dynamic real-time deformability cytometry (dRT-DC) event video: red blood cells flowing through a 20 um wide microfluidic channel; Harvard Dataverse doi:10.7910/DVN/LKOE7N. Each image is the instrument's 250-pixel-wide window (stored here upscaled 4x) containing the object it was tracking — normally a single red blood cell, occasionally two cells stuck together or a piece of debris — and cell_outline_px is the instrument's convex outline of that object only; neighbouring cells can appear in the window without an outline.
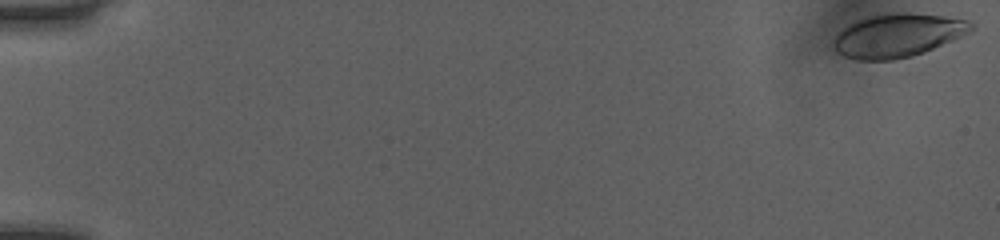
{"species": "human", "species_latin": "Homo sapiens", "temperature_condition": "room temperature", "stored_images_in_passage": 52, "camera_frame_rate_fps": 3000, "um_per_image_px": 0.085, "donor": {"sex": "female"}, "frame": {"image": 1, "passage_image": 1, "time_ms": 0.0, "image_size_px": [1000, 240], "cell_outline_px": [[976, 28], [972, 32], [924, 52], [912, 56], [892, 60], [856, 60], [844, 56], [836, 52], [832, 44], [832, 40], [848, 24], [856, 20], [868, 16], [892, 12], [908, 12], [944, 16], [972, 20], [976, 24]], "centroid_in_image_um": [76.35, 3.0], "position_along_channel_um": 8.7, "area_um2": 35.37}}
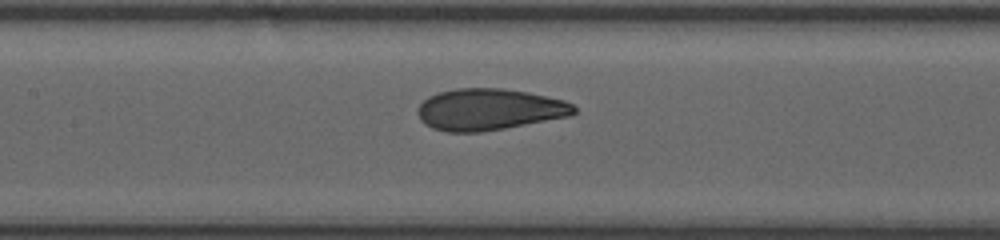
{"frame": {"image": 2, "passage_image": 26, "time_ms": 8.333, "image_size_px": [1000, 240], "cell_outline_px": [[576, 112], [568, 116], [504, 128], [480, 132], [444, 132], [432, 128], [424, 124], [420, 120], [416, 112], [420, 104], [428, 96], [440, 92], [456, 88], [504, 88], [528, 92], [564, 100], [572, 104], [576, 108]], "centroid_in_image_um": [41.53, 9.3], "position_along_channel_um": 165.9, "area_um2": 37.8}}
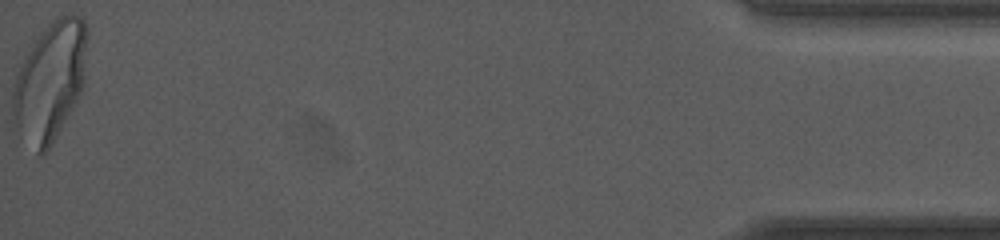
{"frame": {"image": 3, "passage_image": 52, "time_ms": 17.0, "image_size_px": [1000, 240], "cell_outline_px": [[88, 36], [84, 84], [76, 100], [56, 136], [44, 156], [40, 156], [12, 132], [12, 88], [16, 76], [32, 44], [40, 32], [60, 12], [72, 12], [80, 16], [84, 20], [88, 28]], "centroid_in_image_um": [4.23, 6.91], "position_along_channel_um": 431.0, "area_um2": 52.66}, "authors_computed_cell_mechanics": {"area_um2": 37.4544, "velocity_mm_per_s": 4.0723, "shape_relaxation_time_tau1_ms": 5.384, "shape_relaxation_time_tau2_ms": 0.7425, "deformation_change_tau1": 0.1838, "deformation_change_tau2": 0.0687}}